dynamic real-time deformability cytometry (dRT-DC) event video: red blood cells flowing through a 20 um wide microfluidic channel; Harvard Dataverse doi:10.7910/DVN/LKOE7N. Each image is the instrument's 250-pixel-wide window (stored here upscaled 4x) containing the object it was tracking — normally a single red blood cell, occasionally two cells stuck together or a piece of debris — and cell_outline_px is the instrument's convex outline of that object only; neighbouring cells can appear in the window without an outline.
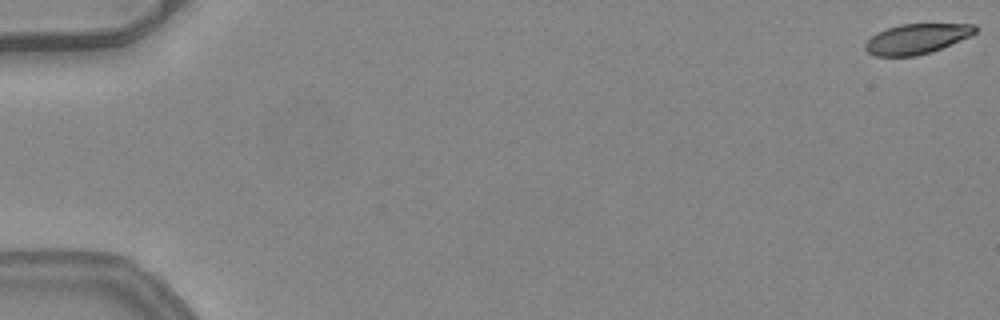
{"species": "common noctule bat (a hibernating species)", "species_latin": "Nyctalus noctula", "temperature_condition": "warm", "stored_images_in_passage": 13, "camera_frame_rate_fps": 3000, "um_per_image_px": 0.085, "animal": {"sex": "female", "body_mass_g": 24.6, "forearm_length_mm": 56.2}, "frame": {"image": 1, "passage_image": 1, "time_ms": 0.0, "image_size_px": [1000, 320], "cell_outline_px": [[976, 32], [972, 36], [932, 52], [916, 56], [876, 56], [868, 52], [864, 48], [864, 44], [876, 32], [900, 24], [976, 24]], "centroid_in_image_um": [77.93, 3.3], "position_along_channel_um": 7.1, "area_um2": 19.36}}